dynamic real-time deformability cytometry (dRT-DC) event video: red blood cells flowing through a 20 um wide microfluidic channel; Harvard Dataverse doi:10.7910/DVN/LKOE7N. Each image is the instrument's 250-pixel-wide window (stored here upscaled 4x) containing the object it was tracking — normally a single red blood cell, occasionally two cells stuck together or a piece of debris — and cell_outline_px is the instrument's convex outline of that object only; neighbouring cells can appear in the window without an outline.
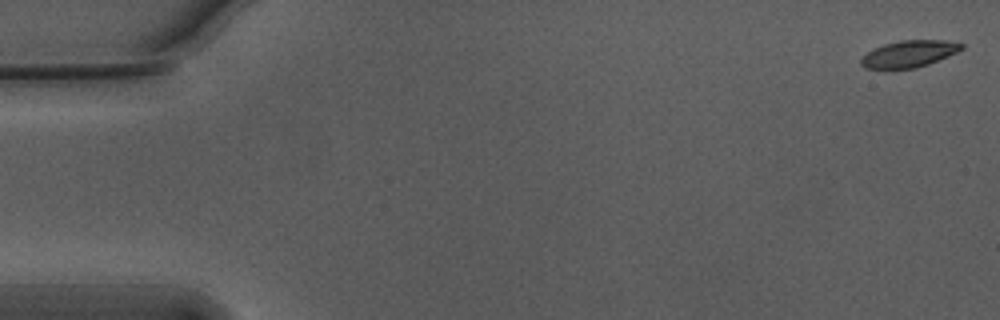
{"species": "Egyptian fruit bat (a non-hibernating species)", "species_latin": "Rousettus aegyptiacus", "temperature_condition": "warm", "stored_images_in_passage": 13, "camera_frame_rate_fps": 3000, "um_per_image_px": 0.085, "animal": {"sex": "male"}, "frame": {"image": 1, "passage_image": 1, "time_ms": 0.0, "image_size_px": [1000, 320], "cell_outline_px": [[964, 48], [948, 56], [928, 64], [916, 68], [892, 72], [864, 68], [860, 64], [860, 60], [868, 52], [884, 44], [900, 40], [944, 40], [964, 44]], "centroid_in_image_um": [77.21, 4.63], "position_along_channel_um": 7.8, "area_um2": 16.18}}